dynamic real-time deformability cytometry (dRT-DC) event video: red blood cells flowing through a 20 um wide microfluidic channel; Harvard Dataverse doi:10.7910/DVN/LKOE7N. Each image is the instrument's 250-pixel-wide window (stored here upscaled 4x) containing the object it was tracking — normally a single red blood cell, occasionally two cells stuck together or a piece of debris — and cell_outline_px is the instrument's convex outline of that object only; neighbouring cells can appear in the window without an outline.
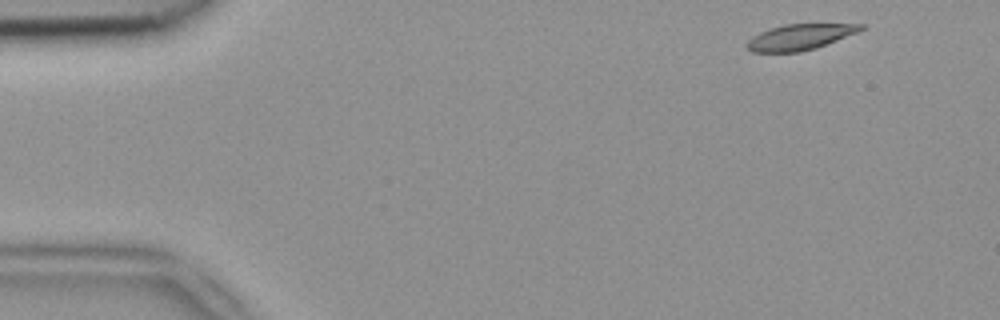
{"species": "common noctule bat (a hibernating species)", "species_latin": "Nyctalus noctula", "temperature_condition": "room temperature", "stored_images_in_passage": 48, "camera_frame_rate_fps": 3000, "um_per_image_px": 0.085, "animal": {"sex": "female", "body_mass_g": 18.4}, "frame": {"image": 1, "passage_image": 1, "time_ms": 0.0, "image_size_px": [1000, 320], "cell_outline_px": [[864, 28], [856, 32], [816, 48], [800, 52], [752, 52], [744, 44], [752, 36], [760, 32], [784, 24], [864, 24]], "centroid_in_image_um": [67.93, 3.15], "position_along_channel_um": 17.1, "area_um2": 16.88}}
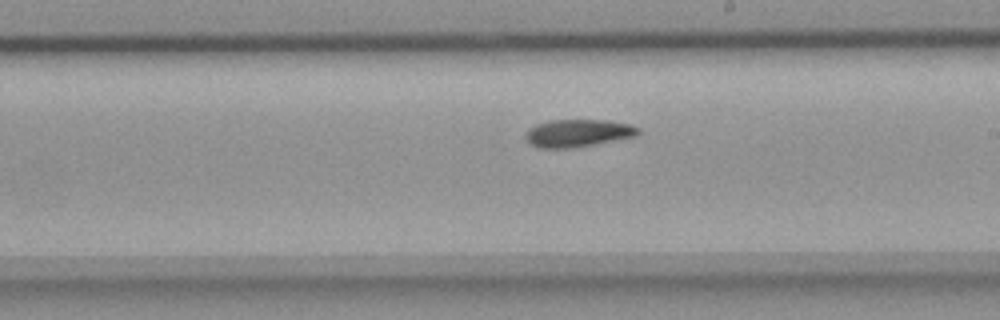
{"frame": {"image": 2, "passage_image": 26, "time_ms": 8.333, "image_size_px": [1000, 320], "cell_outline_px": [[640, 132], [636, 136], [572, 148], [540, 148], [532, 144], [524, 136], [528, 128], [536, 124], [548, 120], [604, 120], [632, 124], [640, 128]], "centroid_in_image_um": [49.12, 11.3], "position_along_channel_um": 239.9, "area_um2": 18.09}}
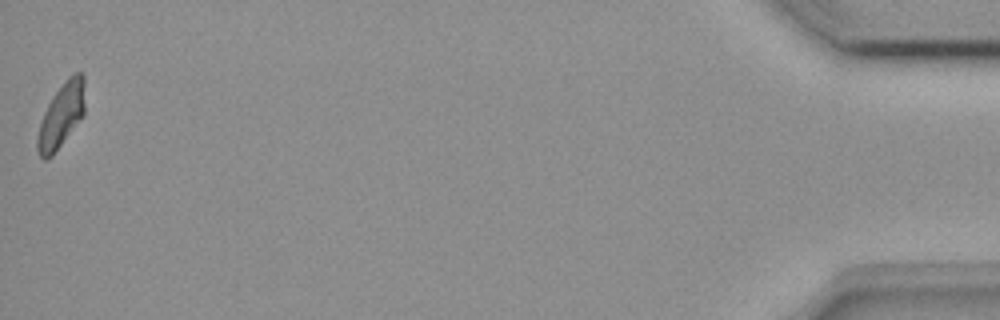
{"frame": {"image": 3, "passage_image": 48, "time_ms": 15.667, "image_size_px": [1000, 320], "cell_outline_px": [[84, 116], [52, 156], [44, 160], [40, 156], [36, 148], [36, 140], [40, 124], [44, 112], [52, 96], [68, 76], [76, 72], [84, 72]], "centroid_in_image_um": [5.22, 9.8], "position_along_channel_um": 430.0, "area_um2": 17.92}, "authors_computed_cell_mechanics": {"area_um2": 18.0336, "velocity_mm_per_s": 3.8972, "shape_relaxation_time_tau1_ms": 6.5428, "shape_relaxation_time_tau2_ms": null, "deformation_change_tau1": 0.1647, "deformation_change_tau2": null}}